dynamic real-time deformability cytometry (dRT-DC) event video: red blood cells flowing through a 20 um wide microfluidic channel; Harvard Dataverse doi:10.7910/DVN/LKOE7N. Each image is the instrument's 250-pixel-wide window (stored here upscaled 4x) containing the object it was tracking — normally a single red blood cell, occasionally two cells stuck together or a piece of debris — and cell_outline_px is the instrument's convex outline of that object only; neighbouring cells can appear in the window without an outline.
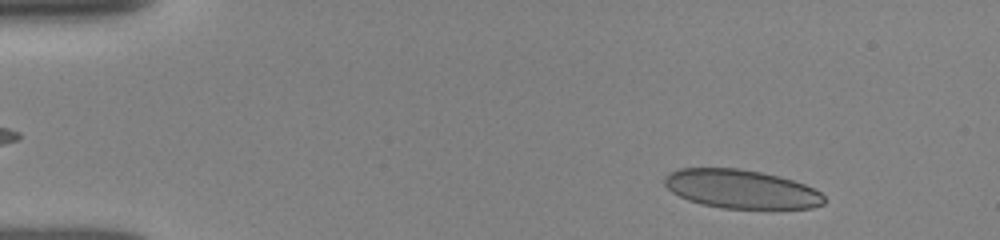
{"species": "human", "species_latin": "Homo sapiens", "temperature_condition": "room temperature", "stored_images_in_passage": 49, "camera_frame_rate_fps": 3000, "um_per_image_px": 0.085, "donor": {"sex": "female"}, "frame": {"image": 1, "passage_image": 5, "time_ms": 1.333, "image_size_px": [1000, 240], "cell_outline_px": [[824, 204], [812, 208], [720, 208], [700, 204], [688, 200], [672, 192], [664, 184], [664, 176], [680, 168], [736, 168], [760, 172], [792, 180], [804, 184], [820, 192], [824, 196]], "centroid_in_image_um": [62.97, 16.07], "position_along_channel_um": 22.0, "area_um2": 35.78}}
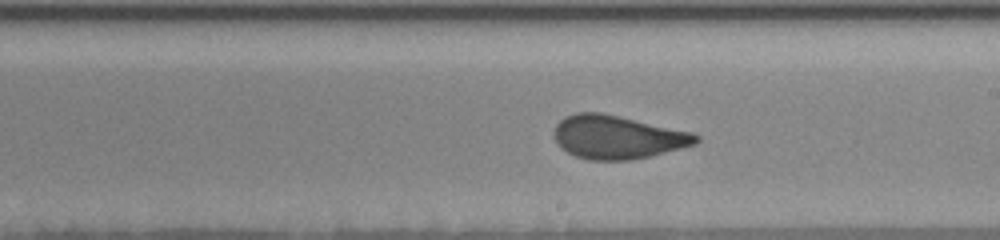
{"frame": {"image": 2, "passage_image": 28, "time_ms": 9.0, "image_size_px": [1000, 240], "cell_outline_px": [[700, 140], [696, 144], [632, 160], [588, 160], [576, 156], [560, 148], [552, 136], [552, 132], [556, 124], [564, 116], [576, 112], [600, 112], [692, 132], [700, 136]], "centroid_in_image_um": [52.43, 11.65], "position_along_channel_um": 236.6, "area_um2": 35.95}}
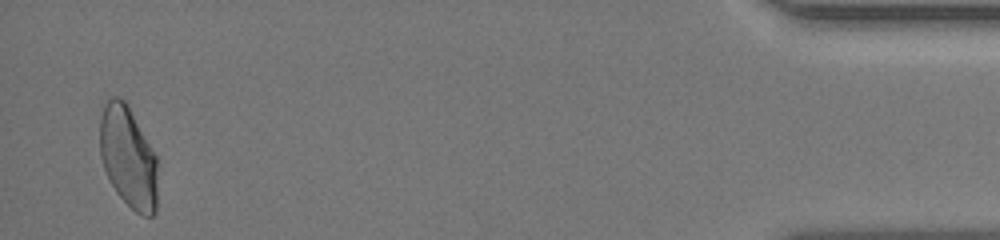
{"frame": {"image": 3, "passage_image": 48, "time_ms": 15.667, "image_size_px": [1000, 240], "cell_outline_px": [[156, 212], [152, 216], [144, 216], [136, 212], [116, 192], [104, 168], [100, 156], [100, 120], [104, 104], [112, 96], [120, 96], [128, 104], [156, 156]], "centroid_in_image_um": [10.88, 13.33], "position_along_channel_um": 424.3, "area_um2": 33.87}, "authors_computed_cell_mechanics": {"area_um2": 35.8938, "velocity_mm_per_s": 3.9525, "shape_relaxation_time_tau1_ms": 10.0739, "shape_relaxation_time_tau2_ms": 0.6877, "deformation_change_tau1": 0.2166, "deformation_change_tau2": 0.0696}}